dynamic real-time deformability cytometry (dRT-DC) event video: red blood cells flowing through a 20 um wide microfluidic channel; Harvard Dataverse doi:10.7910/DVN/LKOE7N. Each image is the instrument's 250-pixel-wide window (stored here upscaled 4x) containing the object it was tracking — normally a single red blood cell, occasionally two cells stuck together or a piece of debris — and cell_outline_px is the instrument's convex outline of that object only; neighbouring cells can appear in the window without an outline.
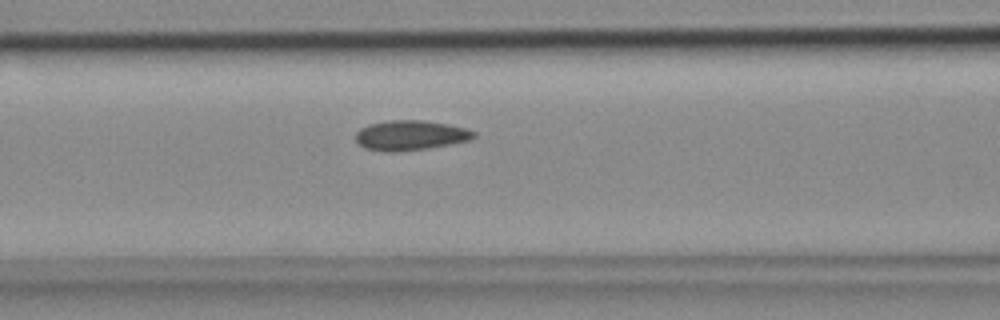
{"species": "common noctule bat (a hibernating species)", "species_latin": "Nyctalus noctula", "temperature_condition": "cold", "stored_images_in_passage": 31, "camera_frame_rate_fps": 3000, "um_per_image_px": 0.085, "animal": {"sex": "female", "body_mass_g": 18.4}, "frame": {"image": 1, "passage_image": 9, "time_ms": 2.667, "image_size_px": [1000, 320], "cell_outline_px": [[476, 136], [472, 140], [452, 144], [428, 148], [396, 152], [388, 152], [364, 148], [356, 140], [356, 132], [360, 128], [368, 124], [388, 120], [420, 120], [448, 124], [464, 128], [476, 132]], "centroid_in_image_um": [34.89, 11.5], "position_along_channel_um": 131.7, "area_um2": 20.69}}
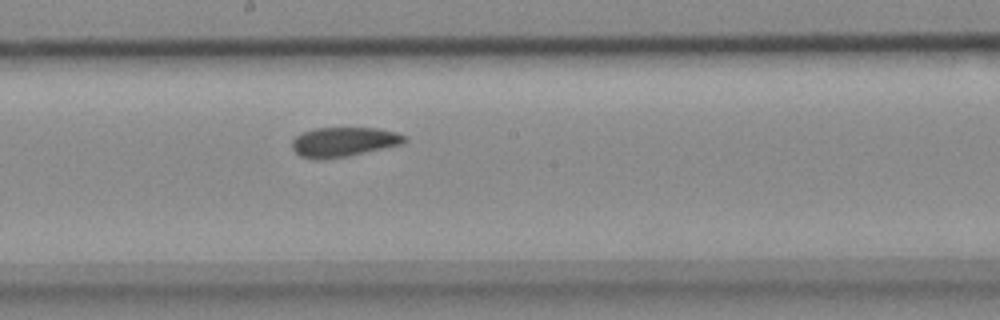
{"frame": {"image": 2, "passage_image": 16, "time_ms": 5.0, "image_size_px": [1000, 320], "cell_outline_px": [[408, 140], [400, 144], [344, 156], [324, 160], [316, 160], [300, 156], [292, 148], [292, 140], [296, 136], [304, 132], [316, 128], [376, 128], [396, 132], [408, 136]], "centroid_in_image_um": [29.19, 12.06], "position_along_channel_um": 219.0, "area_um2": 19.13}}
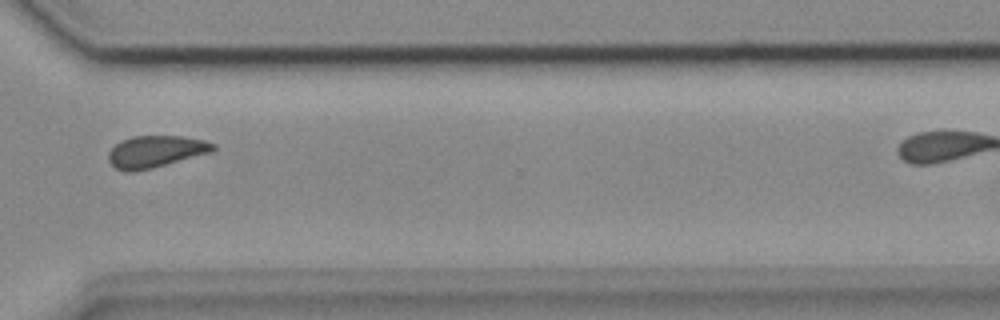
{"frame": {"image": 3, "passage_image": 27, "time_ms": 8.667, "image_size_px": [1000, 320], "cell_outline_px": [[216, 148], [212, 152], [152, 168], [136, 172], [124, 172], [116, 168], [108, 160], [108, 152], [120, 140], [132, 136], [184, 136], [204, 140], [216, 144]], "centroid_in_image_um": [13.22, 12.88], "position_along_channel_um": 357.4, "area_um2": 19.59}}